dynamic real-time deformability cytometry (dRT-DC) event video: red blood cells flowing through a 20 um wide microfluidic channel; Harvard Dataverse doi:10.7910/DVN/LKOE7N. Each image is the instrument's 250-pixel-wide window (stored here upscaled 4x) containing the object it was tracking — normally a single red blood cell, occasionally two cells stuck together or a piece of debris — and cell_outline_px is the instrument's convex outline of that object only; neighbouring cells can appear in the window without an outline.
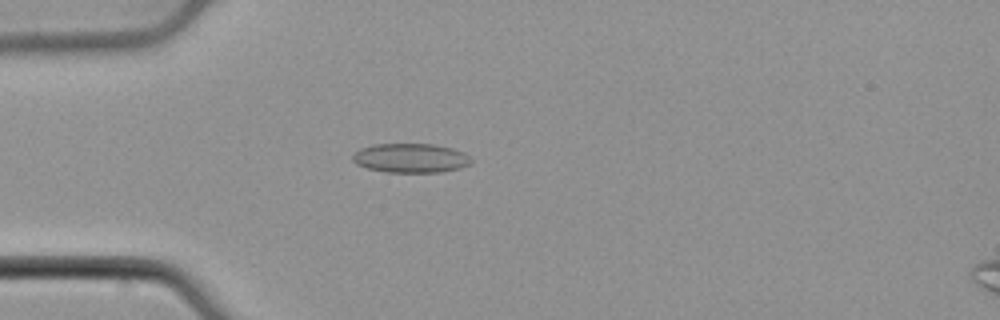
{"species": "common noctule bat (a hibernating species)", "species_latin": "Nyctalus noctula", "temperature_condition": "cold", "stored_images_in_passage": 52, "camera_frame_rate_fps": 3000, "um_per_image_px": 0.085, "animal": {"sex": "male", "body_mass_g": 21.5, "forearm_length_mm": 52.0}, "frame": {"image": 1, "passage_image": 14, "time_ms": 4.333, "image_size_px": [1000, 320], "cell_outline_px": [[472, 160], [468, 164], [460, 168], [440, 172], [384, 172], [368, 168], [356, 164], [352, 160], [352, 156], [360, 148], [372, 144], [432, 144], [452, 148], [464, 152]], "centroid_in_image_um": [34.88, 13.43], "position_along_channel_um": 50.1, "area_um2": 20.17}}
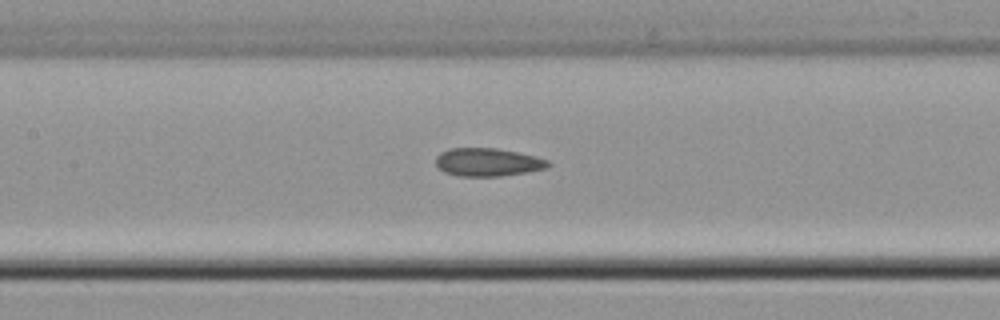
{"frame": {"image": 2, "passage_image": 24, "time_ms": 7.667, "image_size_px": [1000, 320], "cell_outline_px": [[552, 164], [548, 168], [528, 172], [500, 176], [460, 176], [444, 172], [436, 164], [436, 156], [440, 152], [448, 148], [496, 148], [536, 156], [548, 160]], "centroid_in_image_um": [41.48, 13.78], "position_along_channel_um": 165.9, "area_um2": 18.5}}
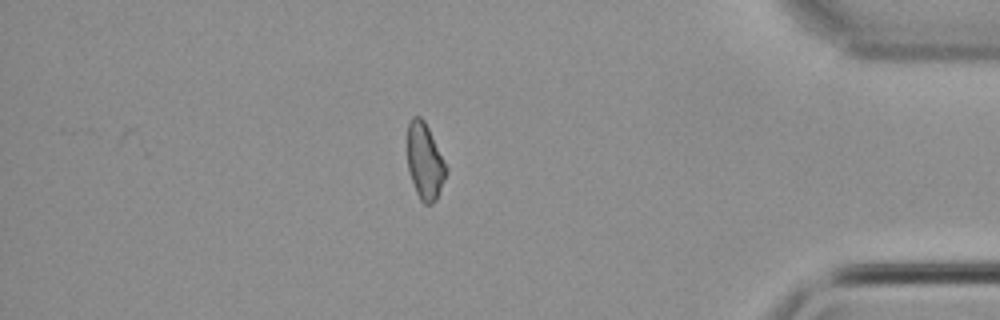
{"frame": {"image": 3, "passage_image": 45, "time_ms": 14.667, "image_size_px": [1000, 320], "cell_outline_px": [[448, 172], [436, 200], [432, 204], [424, 204], [420, 200], [416, 192], [408, 168], [408, 124], [412, 116], [420, 116], [424, 120], [448, 168]], "centroid_in_image_um": [36.12, 13.74], "position_along_channel_um": 399.1, "area_um2": 17.11}, "authors_computed_cell_mechanics": {"area_um2": 18.3804, "velocity_mm_per_s": 3.8618, "shape_relaxation_time_tau1_ms": null, "shape_relaxation_time_tau2_ms": 2.9114, "deformation_change_tau1": null, "deformation_change_tau2": 0.1011}}